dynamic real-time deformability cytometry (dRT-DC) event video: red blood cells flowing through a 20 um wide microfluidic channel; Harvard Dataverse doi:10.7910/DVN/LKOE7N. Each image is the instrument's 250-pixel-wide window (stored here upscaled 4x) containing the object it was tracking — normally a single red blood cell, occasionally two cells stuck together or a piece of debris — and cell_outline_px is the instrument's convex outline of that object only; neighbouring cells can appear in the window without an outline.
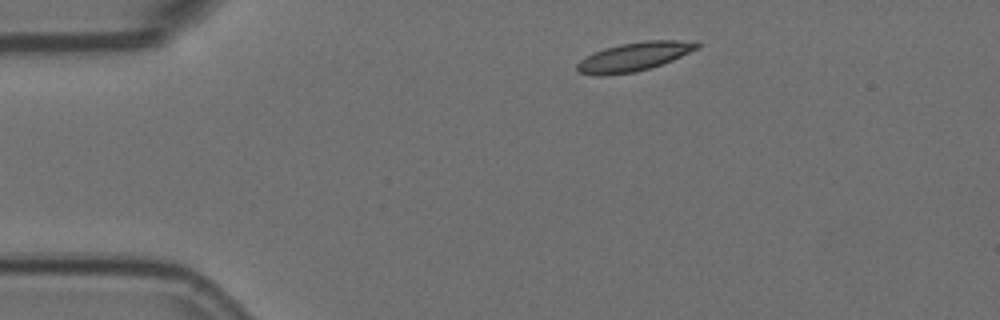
{"species": "Egyptian fruit bat (a non-hibernating species)", "species_latin": "Rousettus aegyptiacus", "temperature_condition": "room temperature", "stored_images_in_passage": 9, "camera_frame_rate_fps": 3000, "um_per_image_px": 0.085, "animal": {"sex": "female"}, "frame": {"image": 1, "passage_image": 1, "time_ms": 0.0, "image_size_px": [1000, 320], "cell_outline_px": [[700, 48], [672, 60], [636, 72], [604, 76], [596, 76], [580, 72], [576, 68], [576, 64], [580, 60], [604, 48], [620, 44], [644, 40], [680, 40], [700, 44]], "centroid_in_image_um": [53.88, 4.82], "position_along_channel_um": 31.1, "area_um2": 19.94}}
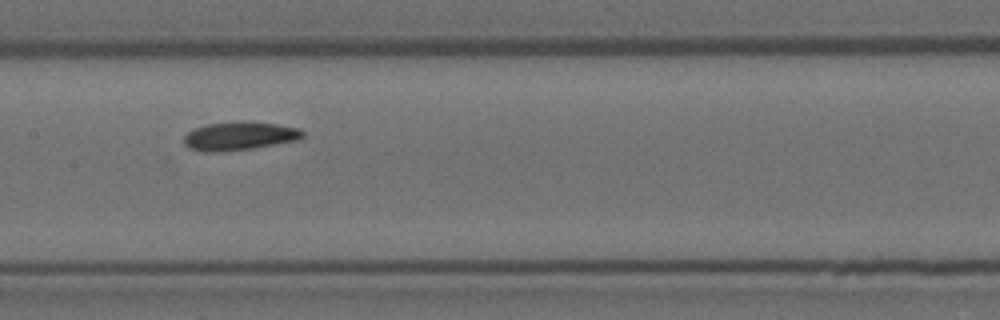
{"frame": {"image": 2, "passage_image": 6, "time_ms": 1.667, "image_size_px": [1000, 320], "cell_outline_px": [[304, 136], [296, 140], [252, 148], [220, 152], [204, 152], [188, 148], [184, 144], [184, 136], [192, 128], [208, 124], [232, 120], [240, 120], [276, 124], [300, 128], [304, 132]], "centroid_in_image_um": [20.3, 11.54], "position_along_channel_um": 187.1, "area_um2": 19.94}}
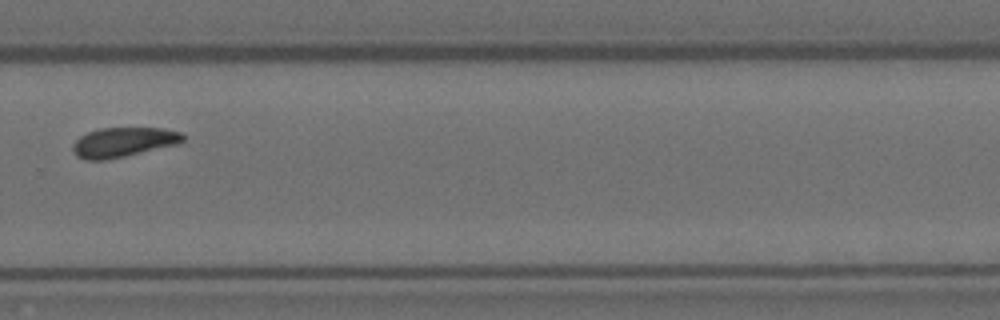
{"frame": {"image": 3, "passage_image": 9, "time_ms": 2.667, "image_size_px": [1000, 320], "cell_outline_px": [[184, 140], [176, 144], [124, 156], [104, 160], [84, 160], [76, 156], [72, 148], [72, 144], [80, 136], [88, 132], [100, 128], [164, 128], [180, 132], [184, 136]], "centroid_in_image_um": [10.44, 12.08], "position_along_channel_um": 319.4, "area_um2": 18.84}}